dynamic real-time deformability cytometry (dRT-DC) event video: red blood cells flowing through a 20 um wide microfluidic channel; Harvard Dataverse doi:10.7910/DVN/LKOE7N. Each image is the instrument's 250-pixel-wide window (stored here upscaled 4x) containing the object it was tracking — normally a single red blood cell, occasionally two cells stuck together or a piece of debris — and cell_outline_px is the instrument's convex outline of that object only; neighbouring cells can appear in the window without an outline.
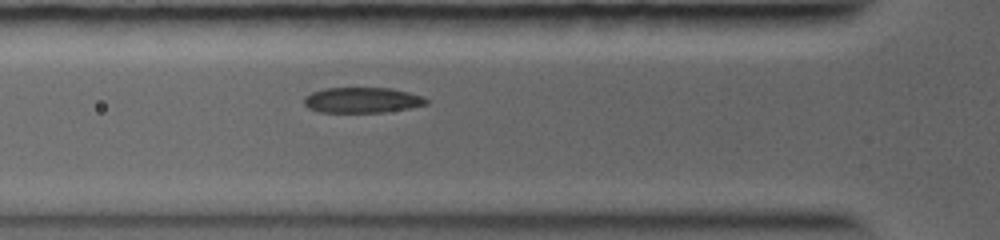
{"species": "common noctule bat (a hibernating species)", "species_latin": "Nyctalus noctula", "temperature_condition": "warm", "stored_images_in_passage": 3, "camera_frame_rate_fps": 5000, "um_per_image_px": 0.085, "animal": {"sex": "female", "body_mass_g": 19.0, "forearm_length_mm": 56.7}, "frame": {"image": 1, "passage_image": 3, "time_ms": 0.8, "image_size_px": [1000, 240], "cell_outline_px": [[428, 104], [408, 108], [384, 112], [320, 112], [308, 108], [304, 104], [304, 96], [312, 92], [324, 88], [392, 88], [408, 92], [420, 96], [428, 100]], "centroid_in_image_um": [30.75, 8.51], "position_along_channel_um": 95.0, "area_um2": 18.09}}